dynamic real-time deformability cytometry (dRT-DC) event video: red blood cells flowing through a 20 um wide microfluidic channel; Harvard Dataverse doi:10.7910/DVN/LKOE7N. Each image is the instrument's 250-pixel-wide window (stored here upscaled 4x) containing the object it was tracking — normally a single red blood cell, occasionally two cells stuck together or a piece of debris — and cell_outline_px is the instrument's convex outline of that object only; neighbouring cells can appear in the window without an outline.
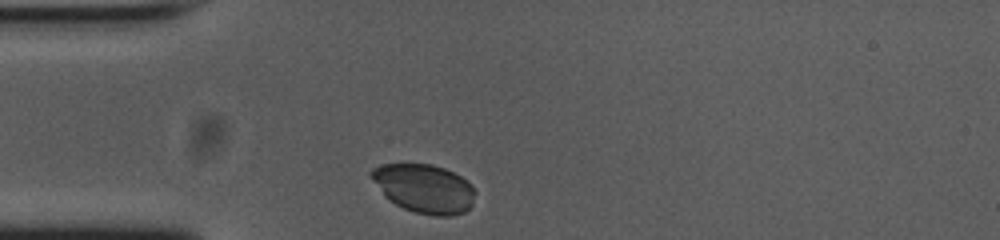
{"species": "common noctule bat (a hibernating species)", "species_latin": "Nyctalus noctula", "temperature_condition": "cold", "stored_images_in_passage": 30, "camera_frame_rate_fps": 3000, "um_per_image_px": 0.085, "animal": {"sex": "female", "body_mass_g": 23.0, "forearm_length_mm": 53.4}, "frame": {"image": 1, "passage_image": 1, "time_ms": 0.0, "image_size_px": [1000, 240], "cell_outline_px": [[476, 192], [472, 204], [464, 212], [452, 216], [436, 216], [416, 212], [404, 208], [396, 204], [384, 196], [372, 180], [368, 172], [372, 168], [384, 164], [432, 164], [444, 168], [460, 176], [472, 184]], "centroid_in_image_um": [36.06, 16.01], "position_along_channel_um": 48.9, "area_um2": 29.54}}
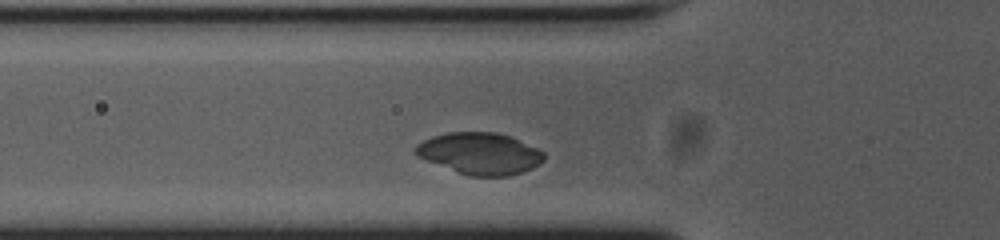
{"frame": {"image": 2, "passage_image": 5, "time_ms": 1.333, "image_size_px": [1000, 240], "cell_outline_px": [[544, 160], [532, 168], [508, 176], [472, 176], [460, 172], [416, 156], [412, 152], [412, 148], [416, 144], [432, 136], [448, 132], [496, 132], [508, 136], [536, 148], [544, 152]], "centroid_in_image_um": [40.75, 13.03], "position_along_channel_um": 85.1, "area_um2": 30.81}}
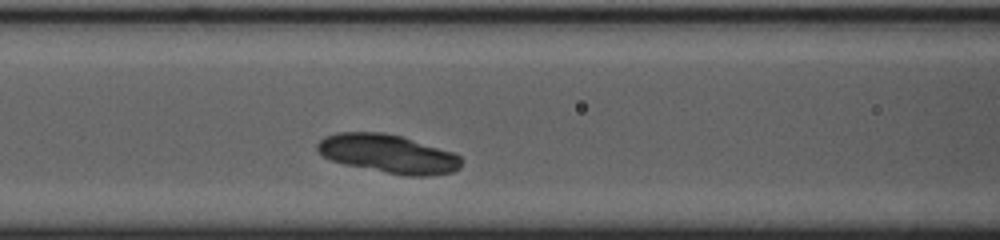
{"frame": {"image": 3, "passage_image": 9, "time_ms": 2.667, "image_size_px": [1000, 240], "cell_outline_px": [[464, 160], [460, 168], [452, 172], [432, 176], [404, 176], [344, 164], [332, 160], [324, 156], [316, 148], [316, 144], [324, 136], [336, 132], [384, 132], [400, 136], [452, 152], [460, 156]], "centroid_in_image_um": [33.01, 13.08], "position_along_channel_um": 133.6, "area_um2": 32.43}}